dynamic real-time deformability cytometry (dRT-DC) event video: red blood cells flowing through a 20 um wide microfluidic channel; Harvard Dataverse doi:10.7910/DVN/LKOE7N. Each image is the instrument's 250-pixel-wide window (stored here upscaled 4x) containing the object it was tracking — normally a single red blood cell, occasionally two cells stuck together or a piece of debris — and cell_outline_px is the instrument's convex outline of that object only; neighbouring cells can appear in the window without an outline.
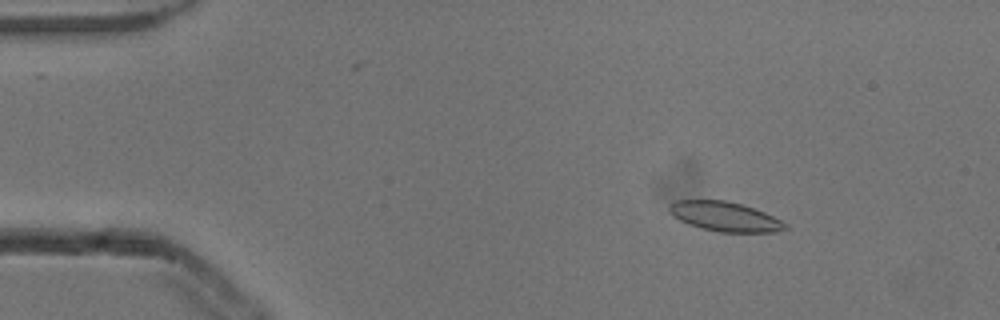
{"species": "common noctule bat (a hibernating species)", "species_latin": "Nyctalus noctula", "temperature_condition": "cold", "stored_images_in_passage": 54, "camera_frame_rate_fps": 3000, "um_per_image_px": 0.085, "animal": {"sex": "male", "body_mass_g": 13.3}, "frame": {"image": 1, "passage_image": 8, "time_ms": 2.333, "image_size_px": [1000, 320], "cell_outline_px": [[788, 228], [776, 232], [716, 232], [700, 228], [688, 224], [672, 216], [668, 212], [668, 204], [676, 200], [724, 200], [744, 204], [764, 212], [788, 224]], "centroid_in_image_um": [61.58, 18.4], "position_along_channel_um": 23.4, "area_um2": 20.23}}
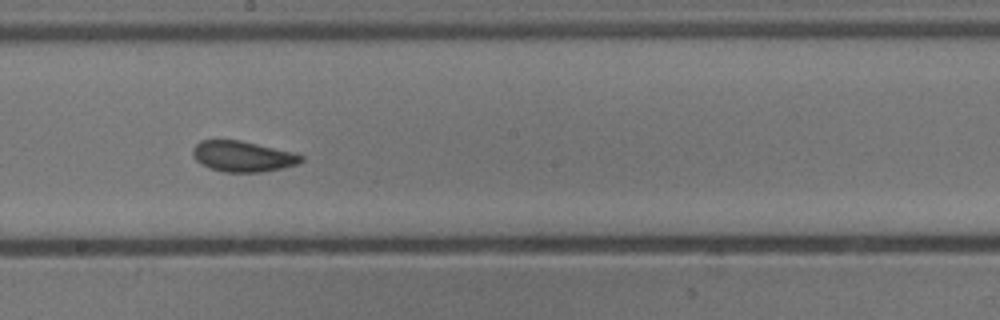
{"frame": {"image": 2, "passage_image": 30, "time_ms": 9.667, "image_size_px": [1000, 320], "cell_outline_px": [[304, 160], [296, 164], [284, 168], [264, 172], [224, 172], [200, 164], [192, 156], [192, 148], [200, 140], [240, 140], [292, 152], [304, 156]], "centroid_in_image_um": [20.62, 13.29], "position_along_channel_um": 227.6, "area_um2": 19.42}}
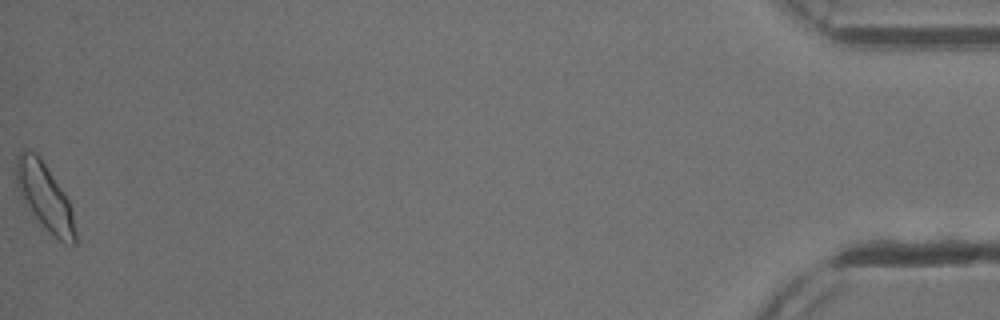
{"frame": {"image": 3, "passage_image": 54, "time_ms": 17.667, "image_size_px": [1000, 320], "cell_outline_px": [[76, 244], [72, 244], [60, 240], [32, 216], [16, 184], [16, 156], [20, 148], [28, 148], [36, 152], [68, 200], [72, 212], [76, 232]], "centroid_in_image_um": [3.76, 16.67], "position_along_channel_um": 431.4, "area_um2": 22.6}, "authors_computed_cell_mechanics": {"area_um2": 19.9699, "velocity_mm_per_s": 3.8352, "shape_relaxation_time_tau1_ms": 4.6096, "shape_relaxation_time_tau2_ms": 2.4603, "deformation_change_tau1": 0.0934, "deformation_change_tau2": 0.0656}}